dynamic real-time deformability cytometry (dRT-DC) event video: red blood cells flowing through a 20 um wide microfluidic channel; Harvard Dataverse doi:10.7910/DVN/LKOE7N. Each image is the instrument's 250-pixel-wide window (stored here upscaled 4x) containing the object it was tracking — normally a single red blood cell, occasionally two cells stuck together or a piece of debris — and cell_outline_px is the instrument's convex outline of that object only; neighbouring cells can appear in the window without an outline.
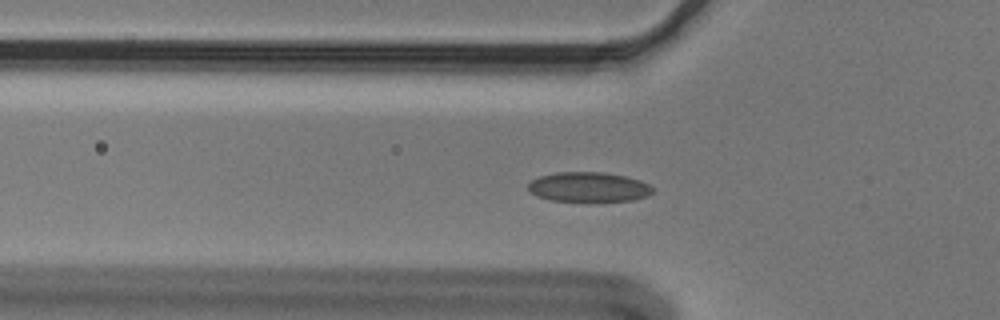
{"species": "Egyptian fruit bat (a non-hibernating species)", "species_latin": "Rousettus aegyptiacus", "temperature_condition": "cold", "stored_images_in_passage": 56, "camera_frame_rate_fps": 3000, "um_per_image_px": 0.085, "animal": {"sex": "male"}, "frame": {"image": 1, "passage_image": 18, "time_ms": 5.667, "image_size_px": [1000, 320], "cell_outline_px": [[652, 192], [648, 196], [632, 200], [548, 200], [536, 196], [528, 192], [528, 184], [532, 180], [540, 176], [556, 172], [604, 172], [624, 176], [640, 180], [648, 184], [652, 188]], "centroid_in_image_um": [49.99, 15.88], "position_along_channel_um": 75.8, "area_um2": 21.33}}
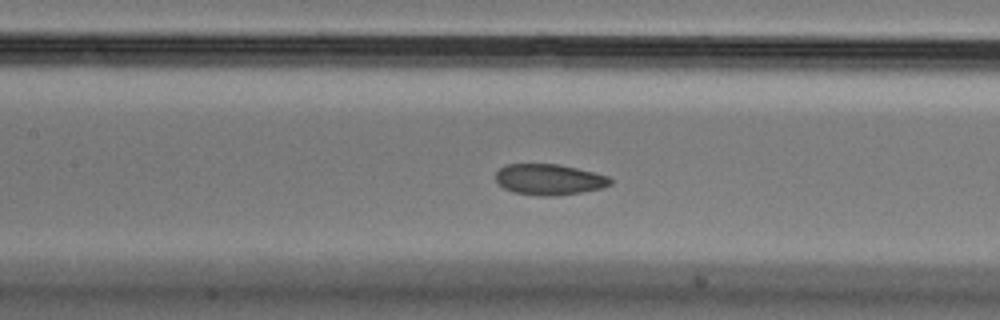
{"frame": {"image": 2, "passage_image": 25, "time_ms": 8.0, "image_size_px": [1000, 320], "cell_outline_px": [[612, 184], [604, 188], [556, 196], [540, 196], [512, 192], [504, 188], [496, 180], [496, 172], [504, 164], [560, 164], [608, 176], [612, 180]], "centroid_in_image_um": [46.68, 15.26], "position_along_channel_um": 160.7, "area_um2": 20.69}}
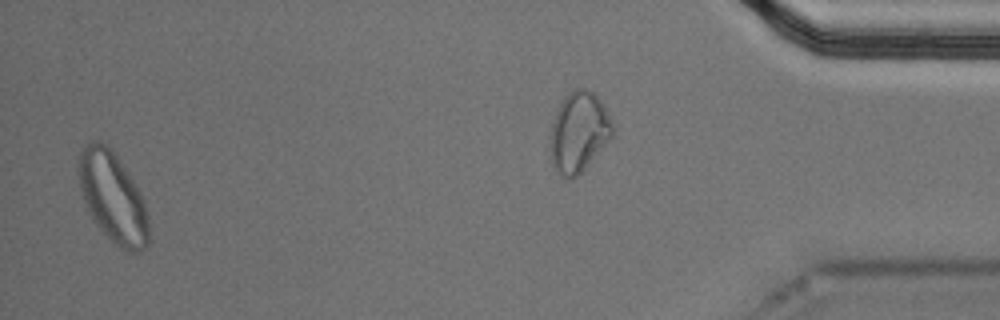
{"frame": {"image": 3, "passage_image": 54, "time_ms": 17.667, "image_size_px": [1000, 320], "cell_outline_px": [[152, 240], [140, 252], [132, 252], [120, 248], [96, 224], [80, 192], [80, 152], [92, 140], [100, 140], [108, 144], [112, 148], [140, 192], [148, 216]], "centroid_in_image_um": [9.64, 16.8], "position_along_channel_um": 425.6, "area_um2": 36.59}}